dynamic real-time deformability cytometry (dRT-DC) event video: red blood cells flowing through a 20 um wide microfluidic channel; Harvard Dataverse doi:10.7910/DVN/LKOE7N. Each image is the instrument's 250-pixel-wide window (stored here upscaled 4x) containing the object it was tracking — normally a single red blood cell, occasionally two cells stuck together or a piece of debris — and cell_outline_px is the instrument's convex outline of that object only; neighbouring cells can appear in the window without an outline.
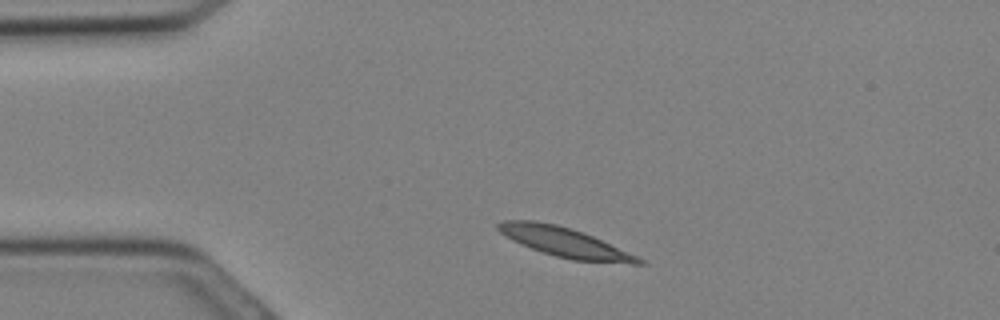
{"species": "Egyptian fruit bat (a non-hibernating species)", "species_latin": "Rousettus aegyptiacus", "temperature_condition": "cold", "stored_images_in_passage": 23, "camera_frame_rate_fps": 3000, "um_per_image_px": 0.085, "animal": {"sex": "female"}, "frame": {"image": 1, "passage_image": 3, "time_ms": 0.667, "image_size_px": [1000, 320], "cell_outline_px": [[648, 264], [632, 264], [572, 260], [556, 256], [532, 248], [512, 240], [500, 232], [496, 228], [496, 224], [504, 220], [536, 220], [556, 224], [592, 236], [636, 256], [644, 260]], "centroid_in_image_um": [47.98, 20.59], "position_along_channel_um": 37.0, "area_um2": 23.7}}
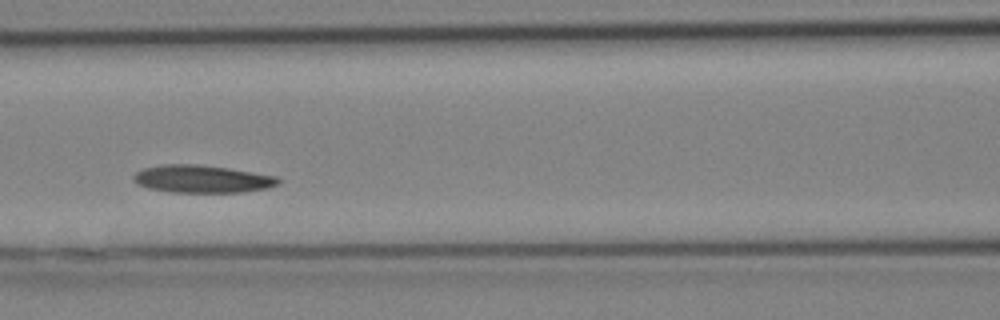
{"frame": {"image": 2, "passage_image": 10, "time_ms": 3.0, "image_size_px": [1000, 320], "cell_outline_px": [[280, 184], [268, 188], [244, 192], [172, 192], [148, 188], [136, 184], [132, 180], [132, 176], [136, 172], [144, 168], [160, 164], [196, 164], [228, 168], [276, 176], [280, 180]], "centroid_in_image_um": [17.15, 15.21], "position_along_channel_um": 149.4, "area_um2": 23.41}}
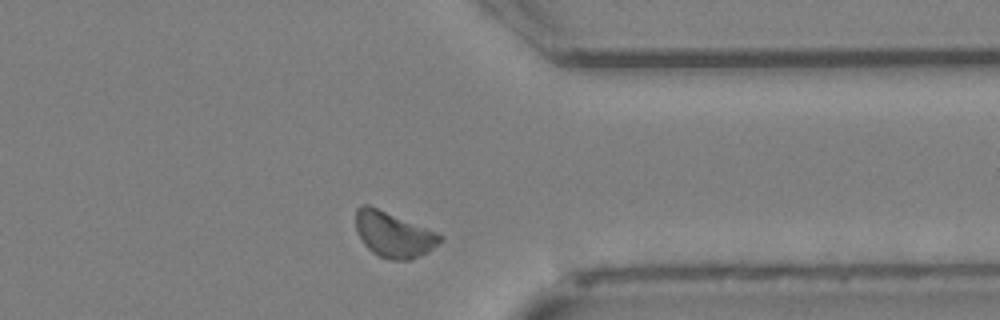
{"frame": {"image": 3, "passage_image": 21, "time_ms": 6.667, "image_size_px": [1000, 320], "cell_outline_px": [[444, 240], [428, 252], [408, 260], [392, 260], [380, 256], [372, 252], [364, 244], [356, 232], [356, 208], [360, 204], [368, 204], [436, 232], [444, 236]], "centroid_in_image_um": [33.44, 19.93], "position_along_channel_um": 378.0, "area_um2": 22.25}}